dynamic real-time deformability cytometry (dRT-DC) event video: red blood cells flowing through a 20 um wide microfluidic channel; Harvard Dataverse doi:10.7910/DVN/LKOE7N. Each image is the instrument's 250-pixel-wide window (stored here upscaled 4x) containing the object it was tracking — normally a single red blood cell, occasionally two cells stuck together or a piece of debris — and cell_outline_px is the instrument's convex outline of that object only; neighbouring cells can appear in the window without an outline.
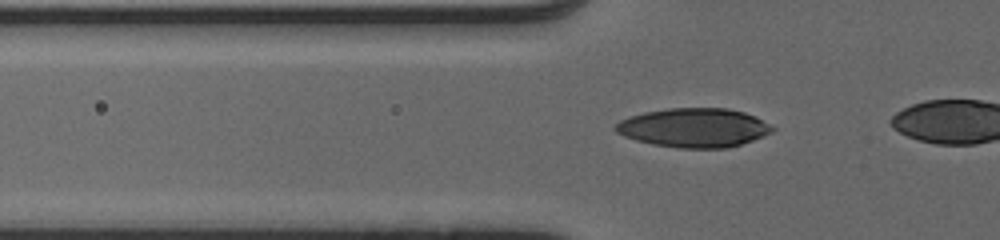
{"species": "human", "species_latin": "Homo sapiens", "temperature_condition": "cold", "stored_images_in_passage": 32, "camera_frame_rate_fps": 3000, "um_per_image_px": 0.085, "donor": {"sex": "male"}, "frame": {"image": 1, "passage_image": 14, "time_ms": 4.333, "image_size_px": [1000, 240], "cell_outline_px": [[776, 128], [772, 132], [764, 136], [728, 148], [676, 148], [652, 144], [636, 140], [624, 136], [616, 132], [612, 128], [620, 120], [644, 112], [668, 108], [728, 108], [744, 112], [756, 116]], "centroid_in_image_um": [58.99, 10.85], "position_along_channel_um": 66.8, "area_um2": 35.84}}
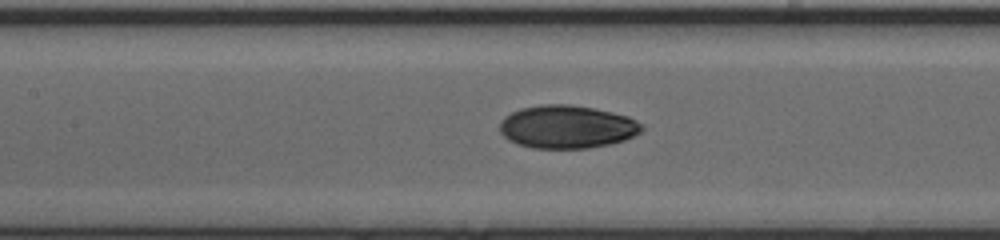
{"frame": {"image": 2, "passage_image": 21, "time_ms": 6.667, "image_size_px": [1000, 240], "cell_outline_px": [[644, 128], [640, 132], [624, 140], [608, 144], [588, 148], [532, 148], [516, 144], [508, 140], [500, 132], [500, 120], [504, 116], [520, 108], [540, 104], [568, 104], [592, 108], [612, 112], [628, 116], [644, 124]], "centroid_in_image_um": [48.17, 10.77], "position_along_channel_um": 159.2, "area_um2": 35.78}}
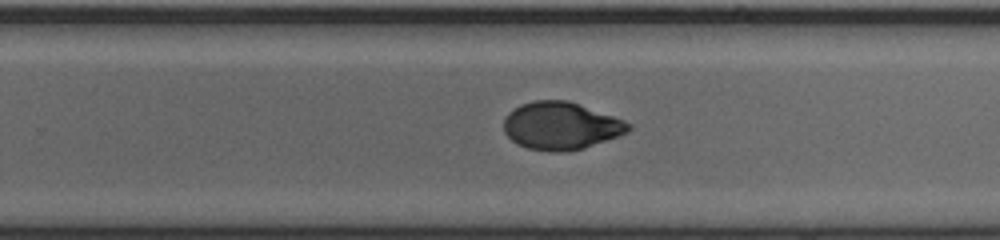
{"frame": {"image": 3, "passage_image": 30, "time_ms": 9.667, "image_size_px": [1000, 240], "cell_outline_px": [[632, 128], [628, 132], [584, 148], [568, 152], [552, 152], [528, 148], [516, 144], [504, 132], [504, 120], [508, 112], [512, 108], [520, 104], [536, 100], [568, 100], [624, 120], [632, 124]], "centroid_in_image_um": [47.66, 10.7], "position_along_channel_um": 282.1, "area_um2": 34.68}}